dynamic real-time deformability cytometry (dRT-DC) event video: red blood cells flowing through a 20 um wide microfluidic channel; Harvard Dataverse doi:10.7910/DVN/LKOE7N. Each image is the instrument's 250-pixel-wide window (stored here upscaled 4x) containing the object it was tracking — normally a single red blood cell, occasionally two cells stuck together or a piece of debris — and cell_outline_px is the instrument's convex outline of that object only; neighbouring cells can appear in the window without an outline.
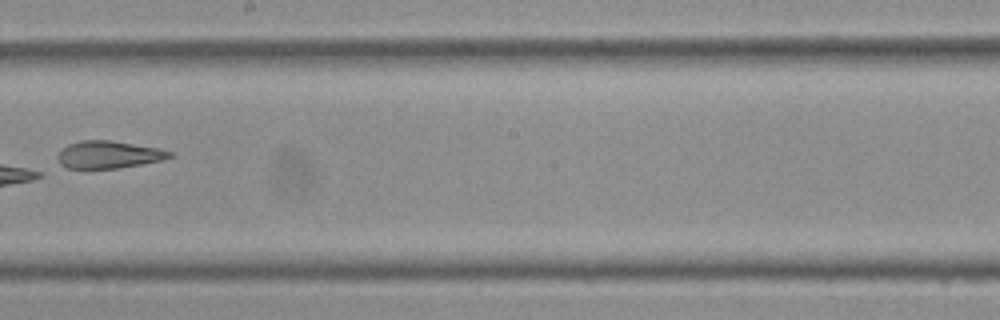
{"species": "Egyptian fruit bat (a non-hibernating species)", "species_latin": "Rousettus aegyptiacus", "temperature_condition": "cold", "stored_images_in_passage": 39, "camera_frame_rate_fps": 3000, "um_per_image_px": 0.085, "frame": {"image": 1, "passage_image": 23, "time_ms": 7.333, "image_size_px": [1000, 320], "cell_outline_px": [[176, 156], [160, 160], [140, 164], [116, 168], [68, 168], [60, 164], [56, 156], [68, 144], [80, 140], [112, 140], [160, 148], [172, 152]], "centroid_in_image_um": [9.25, 13.13], "position_along_channel_um": 238.9, "area_um2": 17.86}}